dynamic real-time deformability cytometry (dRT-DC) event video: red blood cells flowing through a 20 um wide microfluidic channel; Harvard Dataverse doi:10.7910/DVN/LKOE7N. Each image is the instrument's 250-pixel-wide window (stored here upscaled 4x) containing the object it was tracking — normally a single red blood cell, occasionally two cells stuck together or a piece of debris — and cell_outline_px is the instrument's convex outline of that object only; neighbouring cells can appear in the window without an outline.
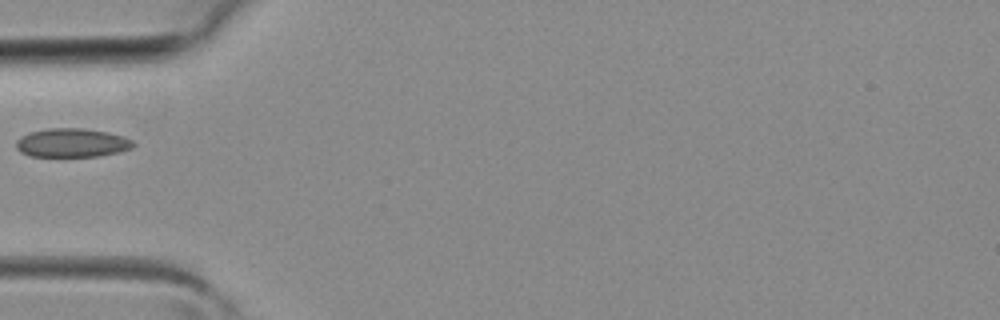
{"species": "common noctule bat (a hibernating species)", "species_latin": "Nyctalus noctula", "temperature_condition": "room temperature", "stored_images_in_passage": 2, "camera_frame_rate_fps": 3000, "um_per_image_px": 0.085, "animal": {"sex": "female", "body_mass_g": 19.3, "forearm_length_mm": 54.1}, "frame": {"image": 1, "passage_image": 2, "time_ms": 0.333, "image_size_px": [1000, 320], "cell_outline_px": [[136, 144], [132, 148], [100, 156], [28, 156], [20, 152], [16, 148], [16, 140], [20, 136], [32, 132], [48, 128], [84, 128], [108, 132], [124, 136], [132, 140]], "centroid_in_image_um": [6.11, 12.13], "position_along_channel_um": 78.9, "area_um2": 19.71}}